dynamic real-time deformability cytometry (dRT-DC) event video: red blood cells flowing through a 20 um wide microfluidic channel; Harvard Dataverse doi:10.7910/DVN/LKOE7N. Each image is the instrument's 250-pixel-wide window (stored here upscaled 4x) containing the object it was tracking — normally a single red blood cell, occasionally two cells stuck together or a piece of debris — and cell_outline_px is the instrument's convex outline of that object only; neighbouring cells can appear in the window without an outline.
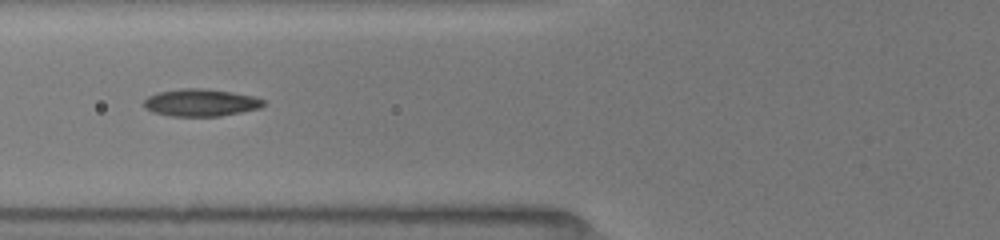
{"species": "common noctule bat (a hibernating species)", "species_latin": "Nyctalus noctula", "temperature_condition": "room temperature", "stored_images_in_passage": 36, "camera_frame_rate_fps": 3000, "um_per_image_px": 0.085, "animal": {"sex": "female", "body_mass_g": 19.5, "forearm_length_mm": 54.1}, "frame": {"image": 1, "passage_image": 6, "time_ms": 1.667, "image_size_px": [1000, 240], "cell_outline_px": [[264, 104], [260, 108], [220, 116], [172, 116], [152, 112], [144, 108], [144, 100], [148, 96], [156, 92], [180, 88], [204, 88], [232, 92], [252, 96], [264, 100]], "centroid_in_image_um": [17.01, 8.71], "position_along_channel_um": 108.8, "area_um2": 19.07}}
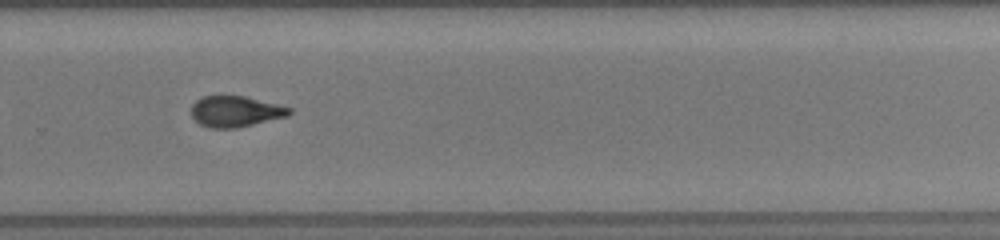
{"frame": {"image": 2, "passage_image": 21, "time_ms": 6.667, "image_size_px": [1000, 240], "cell_outline_px": [[292, 112], [288, 116], [236, 128], [212, 128], [200, 124], [192, 116], [192, 104], [196, 100], [204, 96], [244, 96], [292, 108]], "centroid_in_image_um": [20.02, 9.47], "position_along_channel_um": 309.8, "area_um2": 17.46}}
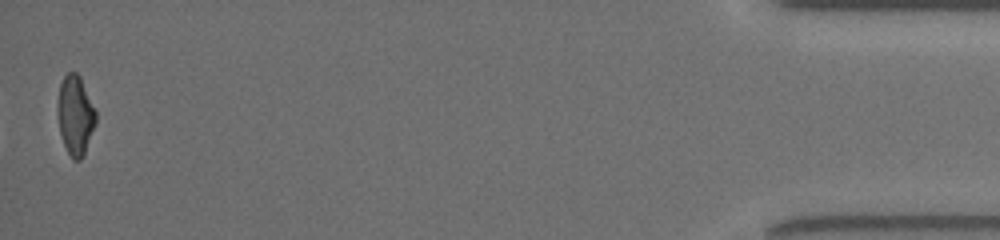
{"frame": {"image": 3, "passage_image": 36, "time_ms": 11.667, "image_size_px": [1000, 240], "cell_outline_px": [[96, 124], [84, 152], [80, 160], [72, 160], [64, 144], [60, 132], [56, 112], [56, 108], [60, 84], [64, 76], [68, 72], [76, 72], [80, 76], [96, 112]], "centroid_in_image_um": [6.38, 9.78], "position_along_channel_um": 428.8, "area_um2": 17.63}, "authors_computed_cell_mechanics": {"area_um2": 18.2937, "velocity_mm_per_s": 4.0241, "shape_relaxation_time_tau1_ms": 7.7677, "shape_relaxation_time_tau2_ms": 2.428, "deformation_change_tau1": 0.206, "deformation_change_tau2": 0.0947}}